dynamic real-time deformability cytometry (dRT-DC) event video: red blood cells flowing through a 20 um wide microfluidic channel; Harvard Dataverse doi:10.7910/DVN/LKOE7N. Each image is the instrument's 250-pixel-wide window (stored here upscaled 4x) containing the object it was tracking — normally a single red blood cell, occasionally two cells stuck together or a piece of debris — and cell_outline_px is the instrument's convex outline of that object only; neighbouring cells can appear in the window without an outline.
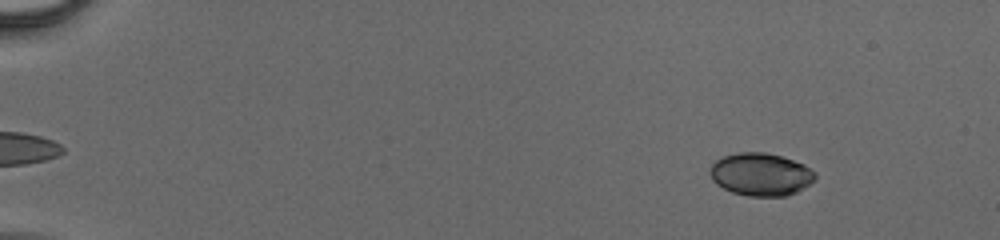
{"species": "human", "species_latin": "Homo sapiens", "temperature_condition": "cold", "stored_images_in_passage": 57, "camera_frame_rate_fps": 3000, "um_per_image_px": 0.085, "donor": {"sex": "male"}, "frame": {"image": 1, "passage_image": 8, "time_ms": 2.333, "image_size_px": [1000, 240], "cell_outline_px": [[816, 180], [804, 188], [788, 196], [748, 196], [732, 192], [716, 184], [712, 180], [708, 172], [712, 164], [716, 160], [724, 156], [740, 152], [764, 152], [780, 156], [804, 164], [816, 172]], "centroid_in_image_um": [64.67, 14.83], "position_along_channel_um": 20.3, "area_um2": 26.36}}
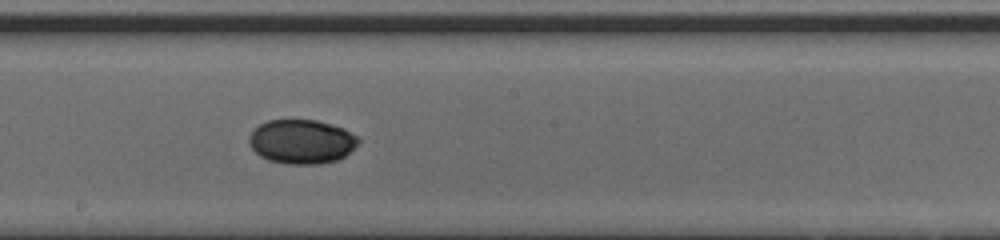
{"frame": {"image": 2, "passage_image": 35, "time_ms": 11.333, "image_size_px": [1000, 240], "cell_outline_px": [[360, 140], [344, 156], [336, 160], [316, 164], [288, 164], [268, 160], [260, 156], [252, 148], [248, 140], [248, 136], [260, 124], [268, 120], [316, 120], [344, 128], [356, 136]], "centroid_in_image_um": [25.61, 12.03], "position_along_channel_um": 222.6, "area_um2": 27.86}}
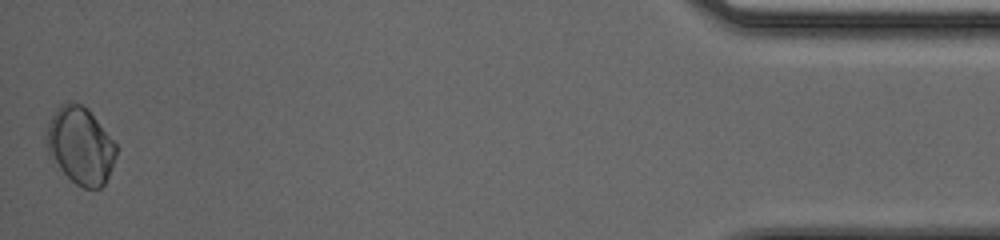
{"frame": {"image": 3, "passage_image": 57, "time_ms": 18.667, "image_size_px": [1000, 240], "cell_outline_px": [[116, 156], [112, 168], [104, 184], [100, 188], [84, 188], [76, 184], [48, 156], [44, 140], [48, 124], [56, 108], [60, 104], [68, 100], [80, 104], [88, 108], [116, 144]], "centroid_in_image_um": [6.8, 12.35], "position_along_channel_um": 428.4, "area_um2": 31.44}}